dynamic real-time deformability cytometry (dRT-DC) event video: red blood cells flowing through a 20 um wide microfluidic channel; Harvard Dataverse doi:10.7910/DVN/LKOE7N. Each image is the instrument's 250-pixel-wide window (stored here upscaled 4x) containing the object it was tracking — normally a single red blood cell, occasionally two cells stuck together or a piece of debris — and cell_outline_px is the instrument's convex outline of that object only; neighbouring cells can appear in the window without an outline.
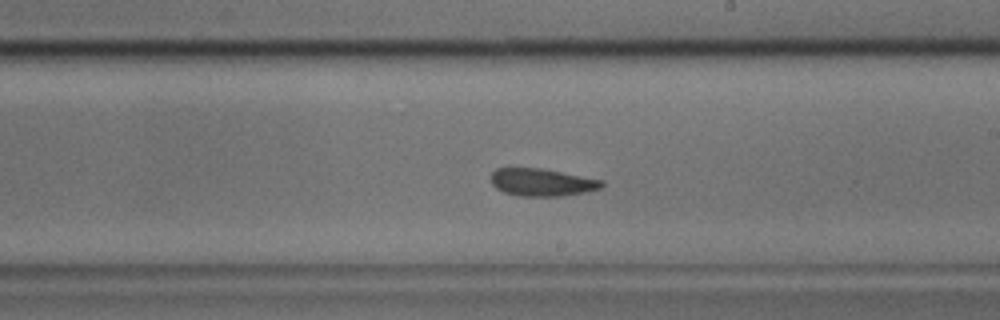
{"species": "common noctule bat (a hibernating species)", "species_latin": "Nyctalus noctula", "temperature_condition": "cold", "stored_images_in_passage": 26, "camera_frame_rate_fps": 3000, "um_per_image_px": 0.085, "animal": {"sex": "male", "body_mass_g": 17.9, "forearm_length_mm": 54.2}, "frame": {"image": 1, "passage_image": 14, "time_ms": 4.333, "image_size_px": [1000, 320], "cell_outline_px": [[604, 184], [600, 188], [584, 192], [560, 196], [520, 196], [504, 192], [496, 188], [492, 184], [492, 172], [496, 168], [508, 164], [540, 168], [604, 180]], "centroid_in_image_um": [45.98, 15.45], "position_along_channel_um": 243.0, "area_um2": 18.26}}
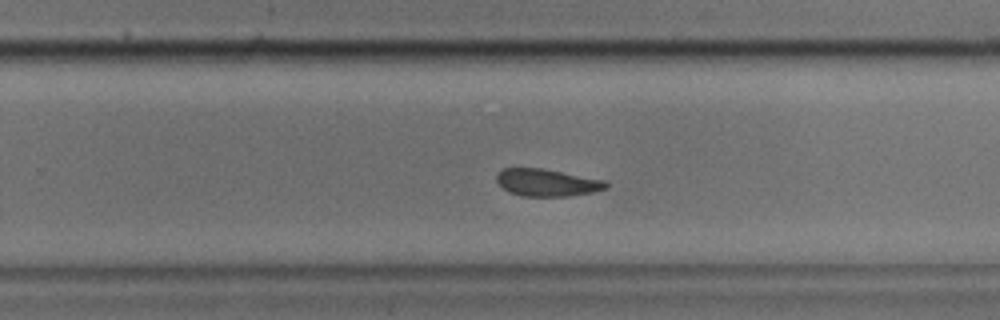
{"frame": {"image": 2, "passage_image": 17, "time_ms": 5.333, "image_size_px": [1000, 320], "cell_outline_px": [[608, 188], [592, 192], [568, 196], [520, 196], [508, 192], [496, 180], [496, 176], [504, 168], [540, 168], [604, 180], [608, 184]], "centroid_in_image_um": [46.48, 15.53], "position_along_channel_um": 283.3, "area_um2": 17.17}}
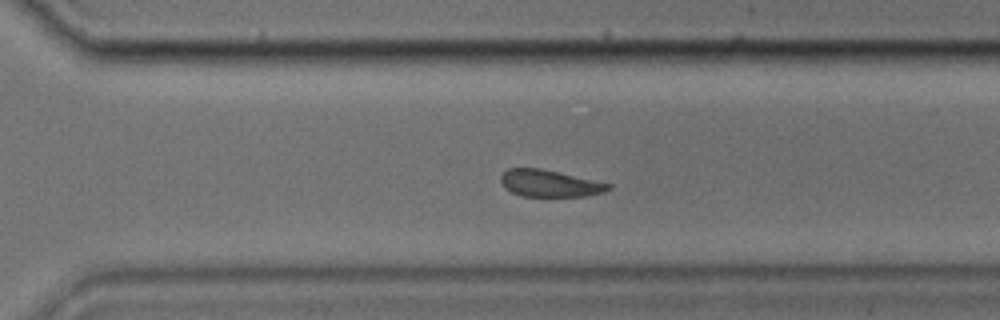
{"frame": {"image": 3, "passage_image": 20, "time_ms": 6.333, "image_size_px": [1000, 320], "cell_outline_px": [[612, 188], [604, 192], [584, 196], [520, 196], [512, 192], [500, 180], [500, 176], [508, 168], [540, 168], [612, 184]], "centroid_in_image_um": [46.74, 15.58], "position_along_channel_um": 323.9, "area_um2": 16.65}}